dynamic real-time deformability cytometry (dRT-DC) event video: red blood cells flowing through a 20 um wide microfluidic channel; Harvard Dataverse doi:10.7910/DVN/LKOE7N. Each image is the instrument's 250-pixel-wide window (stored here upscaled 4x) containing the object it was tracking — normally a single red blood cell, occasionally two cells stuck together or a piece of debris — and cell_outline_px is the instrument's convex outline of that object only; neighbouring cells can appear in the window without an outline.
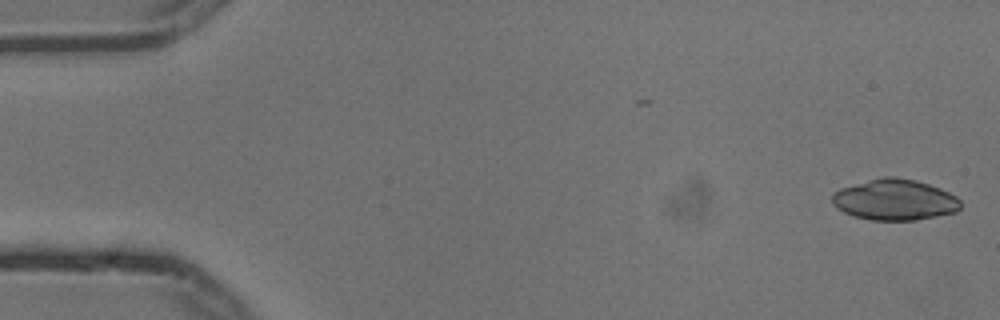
{"species": "common noctule bat (a hibernating species)", "species_latin": "Nyctalus noctula", "temperature_condition": "cold", "stored_images_in_passage": 2, "camera_frame_rate_fps": 3000, "um_per_image_px": 0.085, "animal": {"sex": "male", "body_mass_g": 13.3}, "frame": {"image": 1, "passage_image": 2, "time_ms": 0.333, "image_size_px": [1000, 320], "cell_outline_px": [[960, 208], [956, 212], [916, 220], [872, 220], [856, 216], [844, 212], [836, 208], [832, 204], [832, 196], [840, 188], [868, 180], [884, 176], [896, 176], [916, 180], [940, 188], [956, 196], [960, 200]], "centroid_in_image_um": [76.06, 16.97], "position_along_channel_um": 8.9, "area_um2": 30.58}}